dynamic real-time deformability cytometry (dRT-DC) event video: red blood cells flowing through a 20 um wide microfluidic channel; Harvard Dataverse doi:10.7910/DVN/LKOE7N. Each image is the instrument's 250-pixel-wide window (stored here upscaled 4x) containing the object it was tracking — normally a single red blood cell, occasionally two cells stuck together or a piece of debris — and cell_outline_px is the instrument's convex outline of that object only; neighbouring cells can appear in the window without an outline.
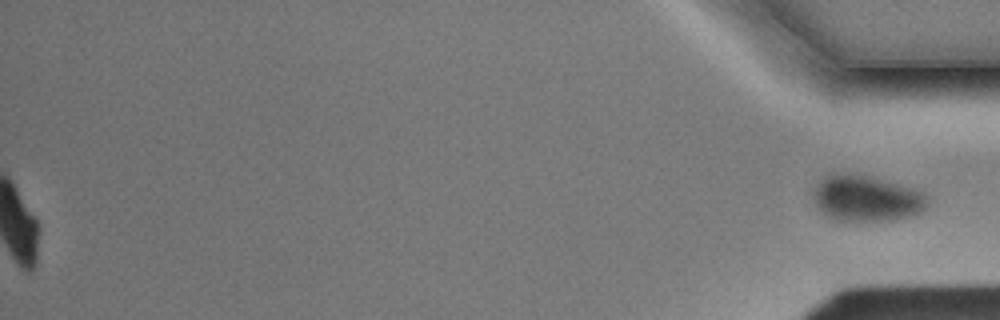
{"species": "Egyptian fruit bat (a non-hibernating species)", "species_latin": "Rousettus aegyptiacus", "temperature_condition": "cold", "stored_images_in_passage": 58, "segment_of_instrument_passage": [2, 2], "camera_frame_rate_fps": 3000, "um_per_image_px": 0.085, "animal": {"sex": "male"}, "frame": {"image": 1, "passage_image": 58, "time_ms": 19.0, "image_size_px": [1000, 320], "cell_outline_px": [[932, 204], [924, 212], [916, 216], [896, 220], [840, 220], [828, 216], [816, 208], [812, 196], [812, 192], [816, 184], [824, 176], [832, 172], [848, 172], [868, 176], [916, 188], [924, 192], [928, 196]], "centroid_in_image_um": [73.71, 16.85], "position_along_channel_um": 361.5, "area_um2": 31.62}}